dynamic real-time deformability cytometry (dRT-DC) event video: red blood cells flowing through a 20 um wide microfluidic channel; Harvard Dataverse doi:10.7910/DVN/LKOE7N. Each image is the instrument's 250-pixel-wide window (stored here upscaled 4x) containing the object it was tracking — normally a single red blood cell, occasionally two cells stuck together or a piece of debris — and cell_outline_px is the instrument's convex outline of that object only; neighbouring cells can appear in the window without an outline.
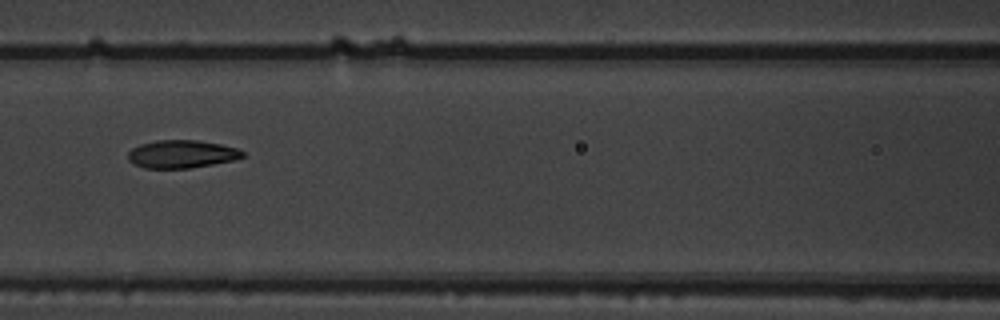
{"species": "common noctule bat (a hibernating species)", "species_latin": "Nyctalus noctula", "temperature_condition": "warm", "stored_images_in_passage": 9, "camera_frame_rate_fps": 3000, "um_per_image_px": 0.085, "animal": {"sex": "male", "body_mass_g": 19.5, "forearm_length_mm": 54.6}, "frame": {"image": 1, "passage_image": 6, "time_ms": 5.667, "image_size_px": [1000, 320], "cell_outline_px": [[244, 156], [232, 160], [212, 164], [188, 168], [144, 168], [132, 164], [128, 160], [128, 152], [132, 148], [140, 144], [156, 140], [196, 140], [220, 144], [236, 148], [244, 152]], "centroid_in_image_um": [15.39, 13.09], "position_along_channel_um": 151.2, "area_um2": 18.55}}
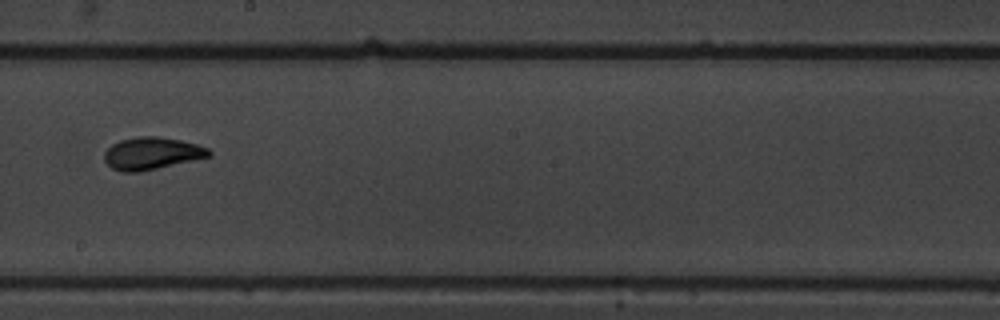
{"frame": {"image": 2, "passage_image": 8, "time_ms": 8.0, "image_size_px": [1000, 320], "cell_outline_px": [[212, 156], [140, 172], [124, 172], [112, 168], [104, 160], [104, 152], [112, 144], [120, 140], [136, 136], [156, 136], [180, 140], [196, 144], [208, 148], [212, 152]], "centroid_in_image_um": [12.9, 13.03], "position_along_channel_um": 235.3, "area_um2": 19.71}}
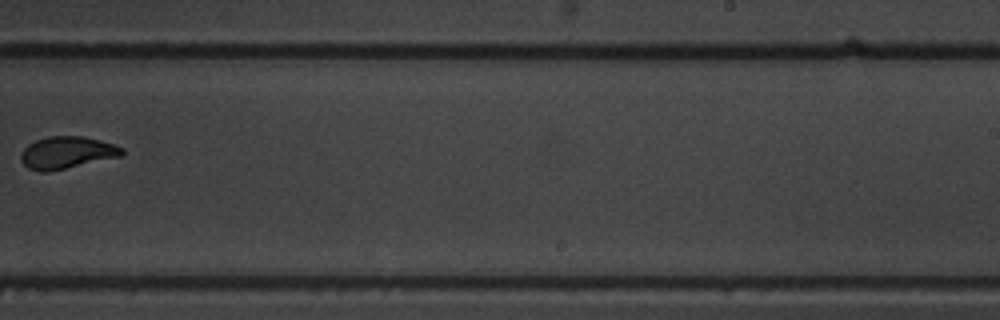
{"frame": {"image": 3, "passage_image": 9, "time_ms": 9.333, "image_size_px": [1000, 320], "cell_outline_px": [[124, 152], [120, 156], [48, 172], [40, 172], [28, 168], [20, 160], [20, 152], [28, 144], [36, 140], [48, 136], [84, 136], [100, 140], [124, 148]], "centroid_in_image_um": [5.64, 12.97], "position_along_channel_um": 283.4, "area_um2": 18.9}}